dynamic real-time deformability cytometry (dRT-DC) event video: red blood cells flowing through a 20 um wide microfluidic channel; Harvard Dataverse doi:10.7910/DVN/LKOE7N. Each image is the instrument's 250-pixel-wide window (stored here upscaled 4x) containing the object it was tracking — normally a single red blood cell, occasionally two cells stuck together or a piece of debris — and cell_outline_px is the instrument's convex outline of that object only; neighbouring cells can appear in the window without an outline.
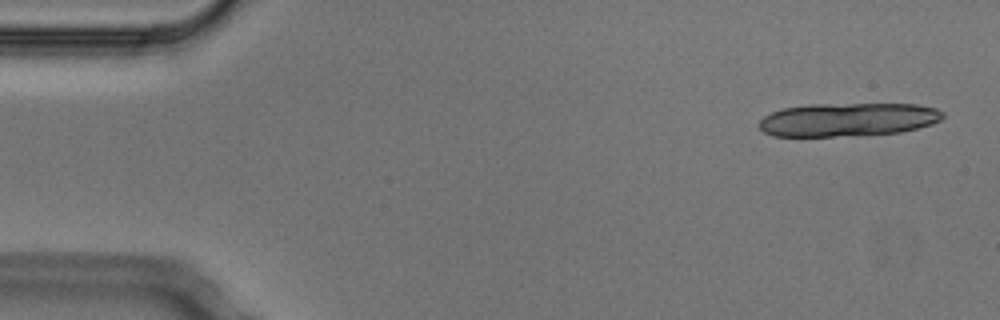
{"species": "Egyptian fruit bat (a non-hibernating species)", "species_latin": "Rousettus aegyptiacus", "temperature_condition": "cold", "stored_images_in_passage": 9, "camera_frame_rate_fps": 3000, "um_per_image_px": 0.085, "animal": {"sex": "male"}, "frame": {"image": 1, "passage_image": 1, "time_ms": 0.0, "image_size_px": [1000, 320], "cell_outline_px": [[944, 116], [940, 120], [932, 124], [900, 132], [864, 136], [772, 136], [764, 132], [760, 128], [760, 120], [764, 116], [772, 112], [784, 108], [808, 104], [916, 104], [936, 108], [944, 112]], "centroid_in_image_um": [72.09, 10.17], "position_along_channel_um": 12.9, "area_um2": 36.07}}
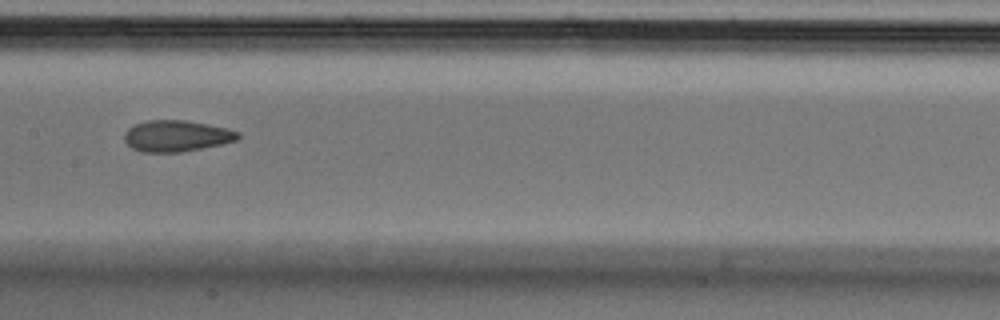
{"frame": {"image": 2, "passage_image": 7, "time_ms": 2.0, "image_size_px": [1000, 320], "cell_outline_px": [[240, 136], [236, 140], [220, 144], [180, 152], [140, 152], [132, 148], [124, 140], [124, 132], [128, 128], [136, 124], [148, 120], [184, 120], [208, 124], [228, 128], [240, 132]], "centroid_in_image_um": [14.99, 11.55], "position_along_channel_um": 192.4, "area_um2": 20.63}}
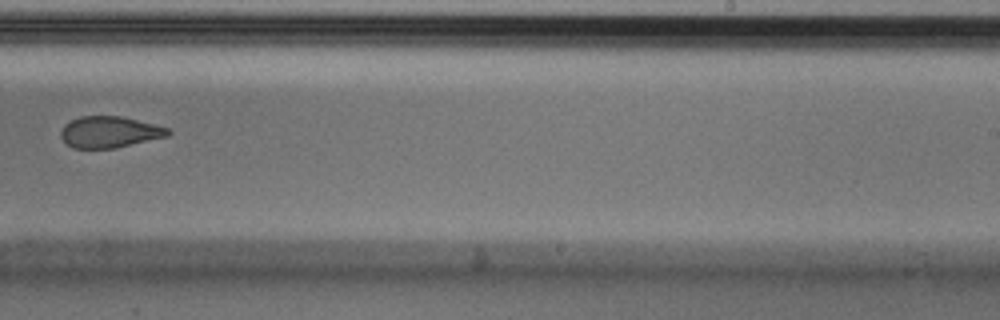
{"frame": {"image": 3, "passage_image": 9, "time_ms": 2.667, "image_size_px": [1000, 320], "cell_outline_px": [[172, 132], [168, 136], [116, 148], [72, 148], [60, 136], [60, 132], [64, 124], [80, 116], [120, 116], [168, 128]], "centroid_in_image_um": [9.29, 11.23], "position_along_channel_um": 279.7, "area_um2": 19.42}}